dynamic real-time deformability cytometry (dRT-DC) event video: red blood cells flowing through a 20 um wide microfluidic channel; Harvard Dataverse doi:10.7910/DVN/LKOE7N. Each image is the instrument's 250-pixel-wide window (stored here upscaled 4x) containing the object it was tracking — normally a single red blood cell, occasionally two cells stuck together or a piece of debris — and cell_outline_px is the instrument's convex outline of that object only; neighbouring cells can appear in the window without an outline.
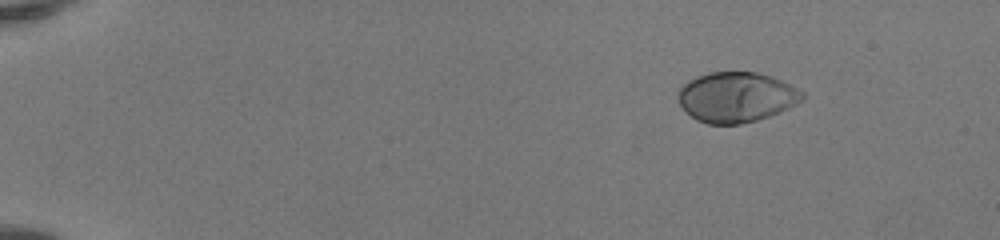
{"species": "human", "species_latin": "Homo sapiens", "temperature_condition": "room temperature", "stored_images_in_passage": 45, "camera_frame_rate_fps": 3000, "um_per_image_px": 0.085, "donor": {"sex": "female"}, "frame": {"image": 1, "passage_image": 1, "time_ms": 0.0, "image_size_px": [1000, 240], "cell_outline_px": [[804, 96], [796, 104], [780, 112], [756, 120], [740, 124], [708, 124], [696, 120], [680, 104], [680, 88], [688, 80], [696, 76], [708, 72], [756, 72], [772, 76], [804, 92]], "centroid_in_image_um": [62.59, 8.25], "position_along_channel_um": 22.4, "area_um2": 35.95}}
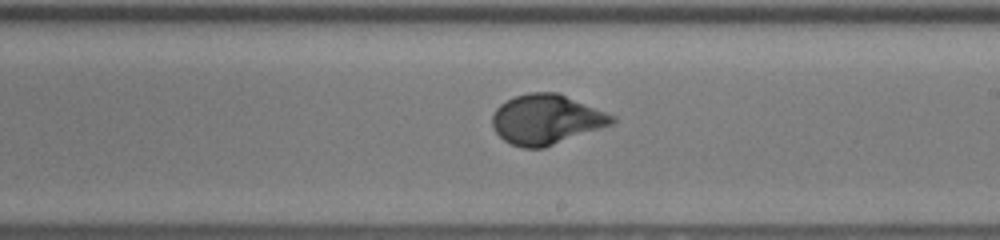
{"frame": {"image": 2, "passage_image": 26, "time_ms": 8.333, "image_size_px": [1000, 240], "cell_outline_px": [[616, 120], [612, 124], [544, 148], [520, 148], [504, 140], [492, 128], [492, 112], [500, 104], [516, 96], [528, 92], [560, 92], [616, 116]], "centroid_in_image_um": [46.43, 10.14], "position_along_channel_um": 242.6, "area_um2": 34.97}}
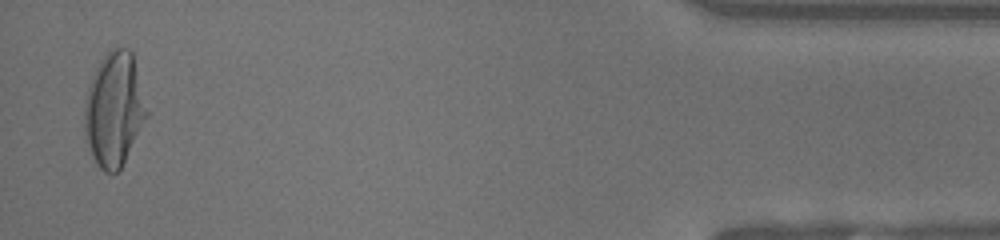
{"frame": {"image": 3, "passage_image": 44, "time_ms": 14.333, "image_size_px": [1000, 240], "cell_outline_px": [[148, 116], [120, 168], [116, 172], [104, 172], [96, 164], [92, 156], [88, 144], [84, 128], [84, 104], [88, 88], [92, 76], [96, 68], [104, 56], [112, 48], [128, 48], [132, 52], [148, 112]], "centroid_in_image_um": [9.69, 9.3], "position_along_channel_um": 425.5, "area_um2": 40.86}, "authors_computed_cell_mechanics": {"area_um2": 34.6222, "velocity_mm_per_s": 4.1578, "shape_relaxation_time_tau1_ms": 3.2182, "shape_relaxation_time_tau2_ms": null, "deformation_change_tau1": 0.1954, "deformation_change_tau2": null}}